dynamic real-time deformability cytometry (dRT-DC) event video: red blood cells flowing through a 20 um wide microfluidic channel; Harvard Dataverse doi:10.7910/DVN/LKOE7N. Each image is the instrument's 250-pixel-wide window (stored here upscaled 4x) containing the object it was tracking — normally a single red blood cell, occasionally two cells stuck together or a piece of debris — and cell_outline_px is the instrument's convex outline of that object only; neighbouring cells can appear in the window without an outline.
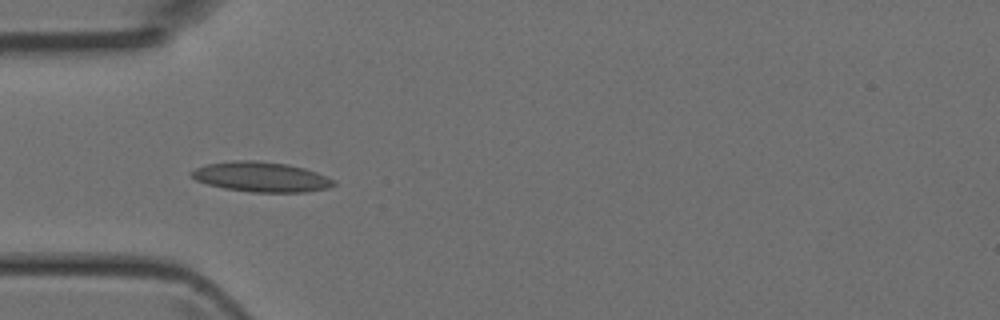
{"species": "Egyptian fruit bat (a non-hibernating species)", "species_latin": "Rousettus aegyptiacus", "temperature_condition": "room temperature", "stored_images_in_passage": 5, "camera_frame_rate_fps": 3000, "um_per_image_px": 0.085, "animal": {"sex": "female"}, "frame": {"image": 1, "passage_image": 5, "time_ms": 1.333, "image_size_px": [1000, 320], "cell_outline_px": [[336, 184], [328, 188], [308, 192], [252, 192], [224, 188], [208, 184], [196, 180], [192, 176], [192, 172], [196, 168], [208, 164], [236, 160], [256, 160], [288, 164], [304, 168], [316, 172], [336, 180]], "centroid_in_image_um": [22.25, 15.04], "position_along_channel_um": 62.7, "area_um2": 24.74}}